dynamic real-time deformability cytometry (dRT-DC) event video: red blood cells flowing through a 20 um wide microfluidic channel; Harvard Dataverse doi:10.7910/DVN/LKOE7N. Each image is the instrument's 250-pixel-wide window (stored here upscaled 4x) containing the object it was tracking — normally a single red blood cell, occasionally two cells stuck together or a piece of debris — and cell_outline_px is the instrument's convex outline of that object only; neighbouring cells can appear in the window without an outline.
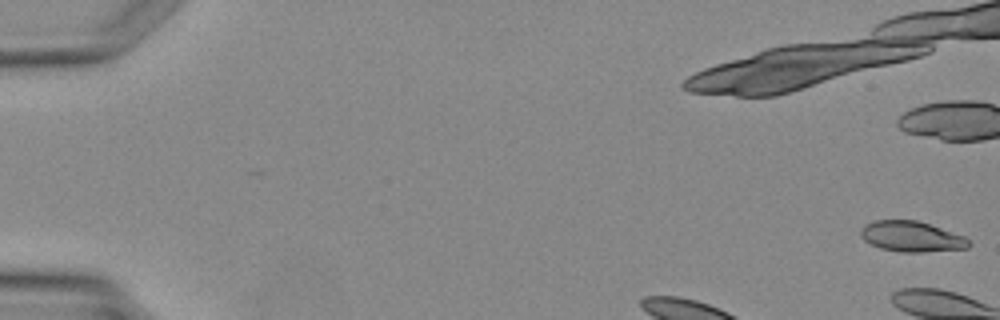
{"species": "Egyptian fruit bat (a non-hibernating species)", "species_latin": "Rousettus aegyptiacus", "temperature_condition": "warm", "stored_images_in_passage": 5, "camera_frame_rate_fps": 3000, "um_per_image_px": 0.085, "animal": {"sex": "female"}, "frame": {"image": 1, "passage_image": 1, "time_ms": 0.0, "image_size_px": [1000, 320], "cell_outline_px": [[972, 244], [968, 248], [924, 252], [900, 252], [880, 248], [864, 240], [860, 236], [860, 228], [864, 224], [876, 220], [916, 220], [964, 236]], "centroid_in_image_um": [77.45, 20.11], "position_along_channel_um": 7.5, "area_um2": 19.19}}